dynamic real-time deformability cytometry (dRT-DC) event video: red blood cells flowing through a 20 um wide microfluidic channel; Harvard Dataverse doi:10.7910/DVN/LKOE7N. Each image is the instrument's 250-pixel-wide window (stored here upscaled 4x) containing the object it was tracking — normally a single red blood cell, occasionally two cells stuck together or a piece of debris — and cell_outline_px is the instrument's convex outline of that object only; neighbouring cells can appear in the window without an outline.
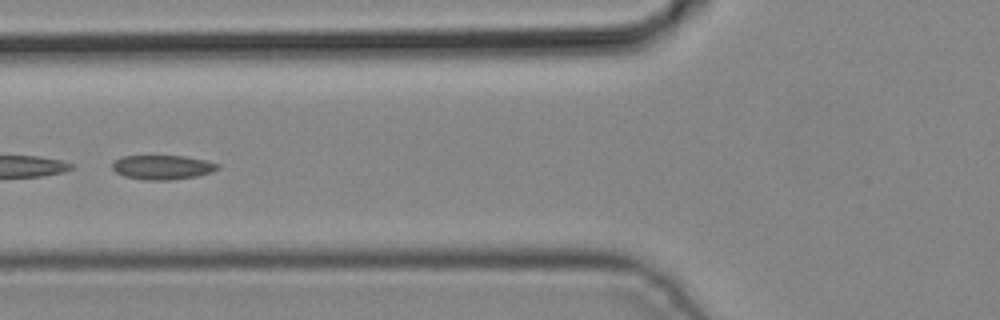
{"species": "common noctule bat (a hibernating species)", "species_latin": "Nyctalus noctula", "temperature_condition": "cold", "stored_images_in_passage": 5, "camera_frame_rate_fps": 3000, "um_per_image_px": 0.085, "animal": {"sex": "male", "body_mass_g": 19.2, "forearm_length_mm": 51.8}, "frame": {"image": 1, "passage_image": 5, "time_ms": 1.333, "image_size_px": [1000, 320], "cell_outline_px": [[220, 168], [212, 172], [196, 176], [172, 180], [144, 180], [124, 176], [116, 172], [112, 168], [112, 164], [116, 160], [124, 156], [184, 156], [204, 160], [220, 164]], "centroid_in_image_um": [13.83, 14.22], "position_along_channel_um": 112.0, "area_um2": 14.91}}